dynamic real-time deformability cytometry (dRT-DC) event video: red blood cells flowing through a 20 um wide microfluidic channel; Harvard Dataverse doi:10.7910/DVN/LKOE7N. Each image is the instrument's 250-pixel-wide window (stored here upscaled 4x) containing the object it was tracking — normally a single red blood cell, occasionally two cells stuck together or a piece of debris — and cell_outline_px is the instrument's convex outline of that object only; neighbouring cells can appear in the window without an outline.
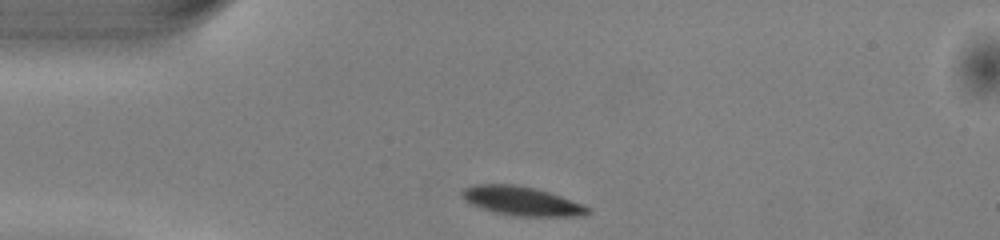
{"species": "common noctule bat (a hibernating species)", "species_latin": "Nyctalus noctula", "temperature_condition": "warm", "stored_images_in_passage": 39, "camera_frame_rate_fps": 3000, "um_per_image_px": 0.085, "animal": {"sex": "male", "body_mass_g": 13.0, "forearm_length_mm": 53.1}, "frame": {"image": 1, "passage_image": 1, "time_ms": 0.0, "image_size_px": [1000, 240], "cell_outline_px": [[592, 212], [584, 216], [512, 216], [480, 208], [472, 204], [460, 192], [464, 188], [476, 184], [512, 184], [532, 188], [548, 192], [584, 204], [592, 208]], "centroid_in_image_um": [44.41, 17.1], "position_along_channel_um": 40.6, "area_um2": 21.1}}
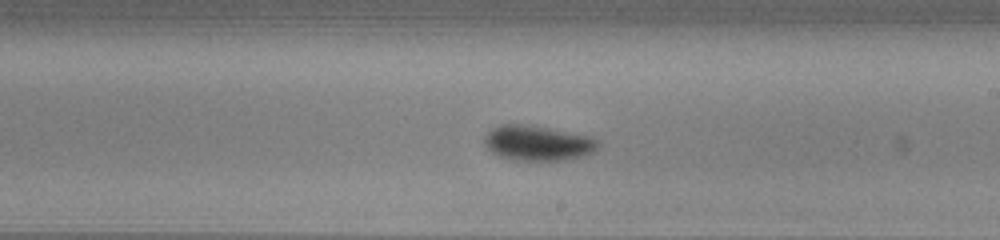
{"frame": {"image": 2, "passage_image": 18, "time_ms": 5.667, "image_size_px": [1000, 240], "cell_outline_px": [[600, 144], [592, 152], [584, 156], [564, 160], [512, 160], [500, 156], [492, 152], [484, 144], [484, 136], [492, 128], [500, 124], [524, 124], [548, 128], [588, 136], [600, 140]], "centroid_in_image_um": [45.69, 12.16], "position_along_channel_um": 243.3, "area_um2": 23.18}}
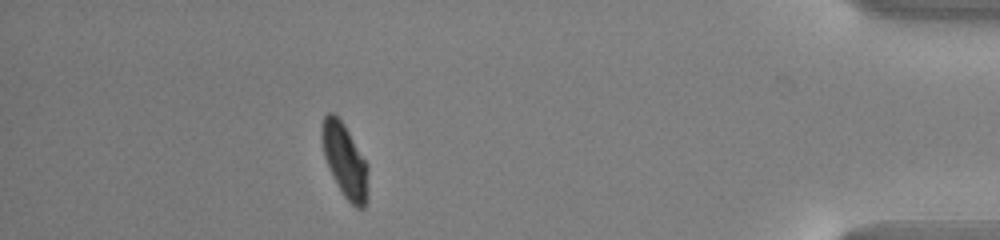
{"frame": {"image": 3, "passage_image": 34, "time_ms": 11.0, "image_size_px": [1000, 240], "cell_outline_px": [[368, 196], [364, 208], [356, 208], [344, 196], [332, 176], [324, 156], [320, 136], [320, 128], [324, 116], [328, 112], [332, 112], [344, 124], [368, 164]], "centroid_in_image_um": [29.31, 13.64], "position_along_channel_um": 405.9, "area_um2": 20.06}, "authors_computed_cell_mechanics": {"area_um2": 21.8484, "velocity_mm_per_s": 4.0458, "shape_relaxation_time_tau1_ms": 2.1535, "shape_relaxation_time_tau2_ms": null, "deformation_change_tau1": 0.1136, "deformation_change_tau2": null}}